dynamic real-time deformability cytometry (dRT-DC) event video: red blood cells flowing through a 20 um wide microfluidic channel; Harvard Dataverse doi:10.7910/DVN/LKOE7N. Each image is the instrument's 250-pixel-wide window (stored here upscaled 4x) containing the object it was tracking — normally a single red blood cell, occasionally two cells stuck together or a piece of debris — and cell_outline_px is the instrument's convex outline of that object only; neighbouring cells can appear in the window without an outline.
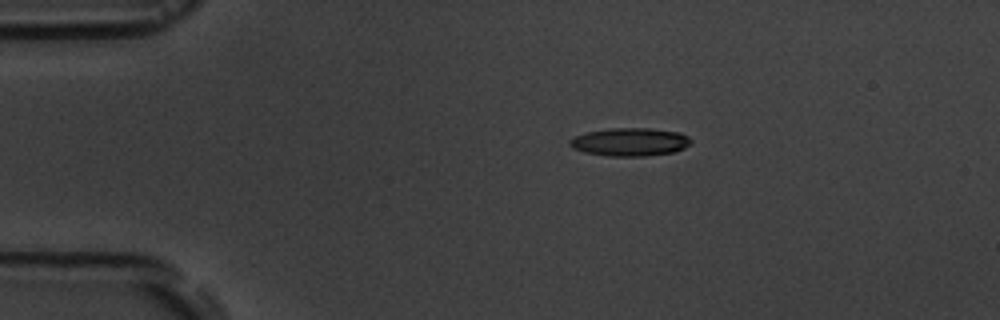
{"species": "common noctule bat (a hibernating species)", "species_latin": "Nyctalus noctula", "temperature_condition": "room temperature", "stored_images_in_passage": 5, "camera_frame_rate_fps": 3000, "um_per_image_px": 0.085, "animal": {"sex": "male", "body_mass_g": 19.5, "forearm_length_mm": 54.6}, "frame": {"image": 1, "passage_image": 1, "time_ms": 0.0, "image_size_px": [1000, 320], "cell_outline_px": [[692, 144], [676, 152], [644, 156], [608, 156], [584, 152], [572, 148], [568, 144], [568, 140], [576, 136], [588, 132], [612, 128], [648, 128], [680, 132], [688, 136], [692, 140]], "centroid_in_image_um": [53.58, 12.07], "position_along_channel_um": 31.4, "area_um2": 20.0}}
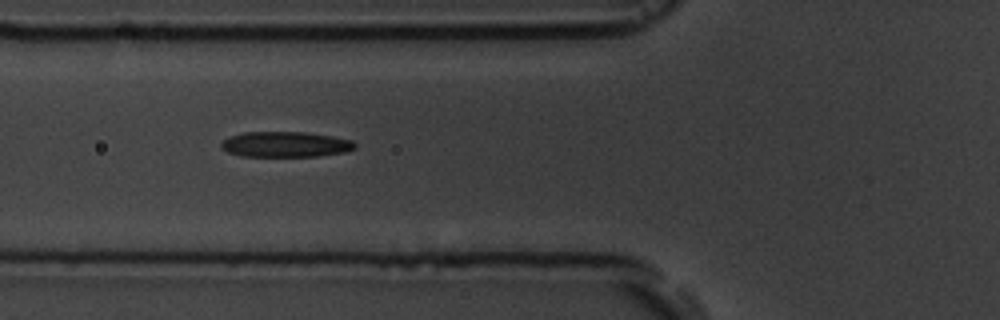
{"frame": {"image": 2, "passage_image": 4, "time_ms": 3.333, "image_size_px": [1000, 320], "cell_outline_px": [[356, 148], [344, 152], [316, 156], [240, 156], [228, 152], [220, 148], [220, 144], [224, 140], [232, 136], [244, 132], [308, 132], [332, 136], [352, 140], [356, 144]], "centroid_in_image_um": [24.27, 12.27], "position_along_channel_um": 101.5, "area_um2": 19.83}}
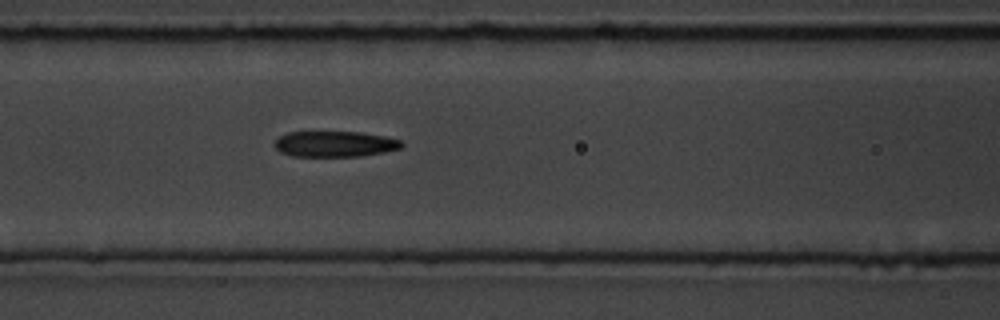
{"frame": {"image": 3, "passage_image": 5, "time_ms": 4.333, "image_size_px": [1000, 320], "cell_outline_px": [[404, 144], [400, 148], [384, 152], [360, 156], [292, 156], [280, 152], [272, 144], [280, 136], [288, 132], [360, 132], [384, 136], [400, 140]], "centroid_in_image_um": [28.44, 12.24], "position_along_channel_um": 138.2, "area_um2": 19.02}}